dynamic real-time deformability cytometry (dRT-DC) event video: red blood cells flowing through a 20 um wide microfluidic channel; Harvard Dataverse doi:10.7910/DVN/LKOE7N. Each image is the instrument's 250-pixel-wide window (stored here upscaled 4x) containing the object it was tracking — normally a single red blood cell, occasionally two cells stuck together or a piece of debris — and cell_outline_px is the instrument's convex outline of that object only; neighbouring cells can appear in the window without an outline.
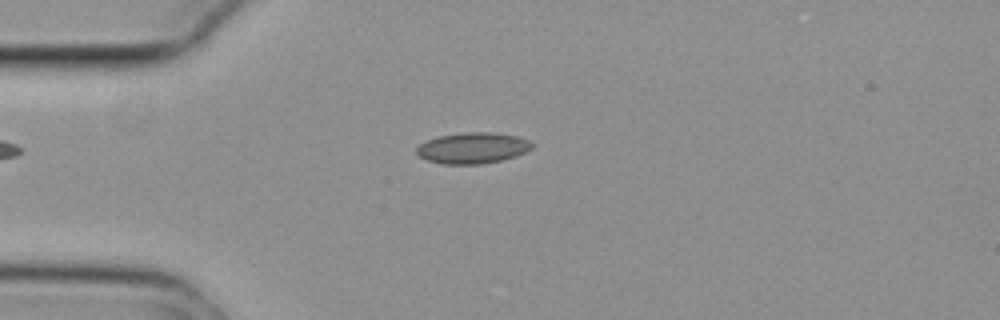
{"species": "common noctule bat (a hibernating species)", "species_latin": "Nyctalus noctula", "temperature_condition": "cold", "stored_images_in_passage": 13, "camera_frame_rate_fps": 3000, "um_per_image_px": 0.085, "animal": {"sex": "female", "body_mass_g": 29.2, "forearm_length_mm": 56.3}, "frame": {"image": 1, "passage_image": 3, "time_ms": 0.667, "image_size_px": [1000, 320], "cell_outline_px": [[532, 148], [516, 156], [500, 160], [480, 164], [440, 164], [428, 160], [420, 156], [416, 152], [416, 148], [420, 144], [428, 140], [440, 136], [468, 132], [488, 132], [516, 136], [528, 140], [532, 144]], "centroid_in_image_um": [40.16, 12.59], "position_along_channel_um": 44.8, "area_um2": 20.52}}
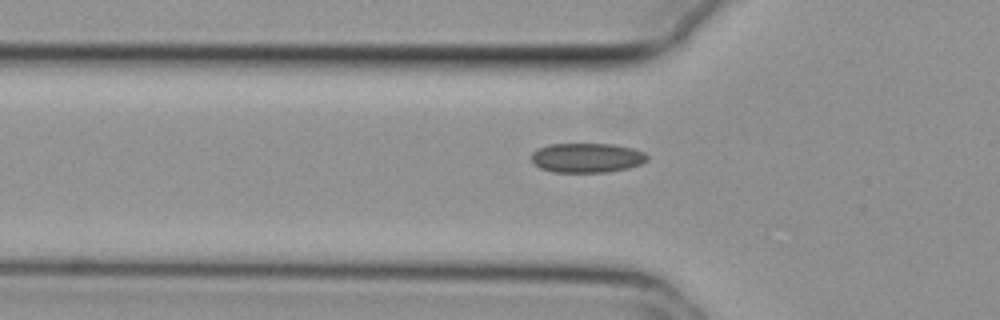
{"frame": {"image": 2, "passage_image": 7, "time_ms": 2.0, "image_size_px": [1000, 320], "cell_outline_px": [[648, 160], [640, 164], [628, 168], [608, 172], [552, 172], [540, 168], [532, 164], [532, 152], [536, 148], [548, 144], [596, 140], [600, 140], [632, 148], [644, 152], [648, 156]], "centroid_in_image_um": [49.87, 13.34], "position_along_channel_um": 75.9, "area_um2": 21.21}}
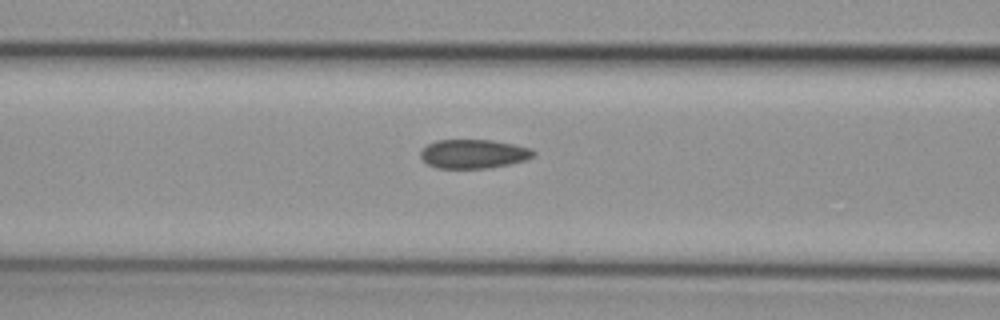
{"frame": {"image": 3, "passage_image": 11, "time_ms": 3.333, "image_size_px": [1000, 320], "cell_outline_px": [[536, 152], [532, 156], [524, 160], [508, 164], [488, 168], [436, 168], [428, 164], [420, 156], [420, 152], [428, 144], [436, 140], [492, 140], [516, 144], [532, 148]], "centroid_in_image_um": [40.26, 13.07], "position_along_channel_um": 126.3, "area_um2": 19.02}}